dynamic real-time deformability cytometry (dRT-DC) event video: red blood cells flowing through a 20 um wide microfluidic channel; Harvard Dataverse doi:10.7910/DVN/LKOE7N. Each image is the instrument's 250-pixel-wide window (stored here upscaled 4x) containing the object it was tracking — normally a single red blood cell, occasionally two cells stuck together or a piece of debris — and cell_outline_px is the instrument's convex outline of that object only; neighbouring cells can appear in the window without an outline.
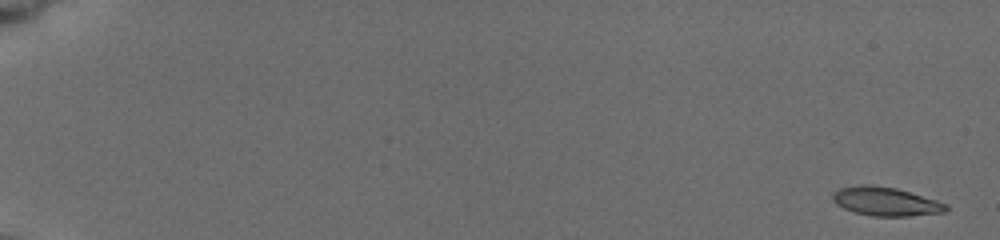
{"species": "common noctule bat (a hibernating species)", "species_latin": "Nyctalus noctula", "temperature_condition": "cold", "stored_images_in_passage": 55, "camera_frame_rate_fps": 3000, "um_per_image_px": 0.085, "animal": {"sex": "female", "body_mass_g": 19.5, "forearm_length_mm": 54.1}, "frame": {"image": 1, "passage_image": 1, "time_ms": 0.0, "image_size_px": [1000, 240], "cell_outline_px": [[948, 208], [944, 212], [908, 216], [872, 216], [856, 212], [844, 208], [836, 204], [832, 200], [832, 196], [840, 188], [860, 184], [872, 184], [896, 188], [936, 200], [948, 204]], "centroid_in_image_um": [75.28, 17.12], "position_along_channel_um": 9.7, "area_um2": 18.84}}
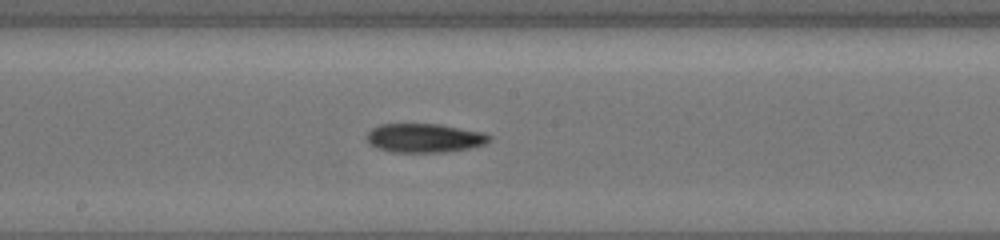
{"frame": {"image": 2, "passage_image": 32, "time_ms": 10.333, "image_size_px": [1000, 240], "cell_outline_px": [[492, 140], [484, 144], [468, 148], [444, 152], [392, 152], [376, 148], [368, 140], [368, 132], [372, 128], [380, 124], [440, 124], [484, 132], [492, 136]], "centroid_in_image_um": [36.12, 11.72], "position_along_channel_um": 212.1, "area_um2": 20.63}}
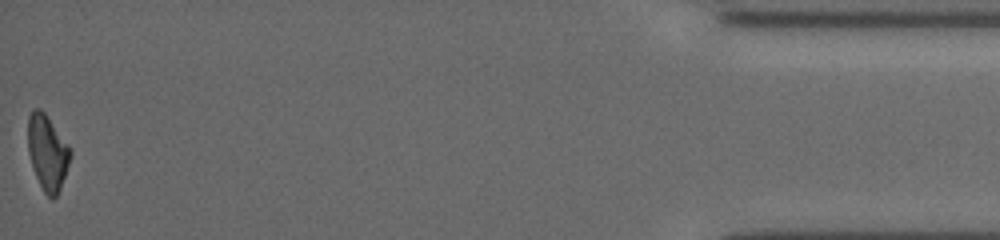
{"frame": {"image": 3, "passage_image": 55, "time_ms": 18.0, "image_size_px": [1000, 240], "cell_outline_px": [[72, 156], [60, 188], [56, 196], [52, 200], [44, 192], [36, 176], [28, 152], [28, 116], [36, 108], [40, 108], [44, 112], [68, 144], [72, 152]], "centroid_in_image_um": [4.04, 12.96], "position_along_channel_um": 431.2, "area_um2": 18.38}, "authors_computed_cell_mechanics": {"area_um2": 19.1318, "velocity_mm_per_s": 3.8706, "shape_relaxation_time_tau1_ms": 4.321, "shape_relaxation_time_tau2_ms": null, "deformation_change_tau1": 0.1479, "deformation_change_tau2": null}}